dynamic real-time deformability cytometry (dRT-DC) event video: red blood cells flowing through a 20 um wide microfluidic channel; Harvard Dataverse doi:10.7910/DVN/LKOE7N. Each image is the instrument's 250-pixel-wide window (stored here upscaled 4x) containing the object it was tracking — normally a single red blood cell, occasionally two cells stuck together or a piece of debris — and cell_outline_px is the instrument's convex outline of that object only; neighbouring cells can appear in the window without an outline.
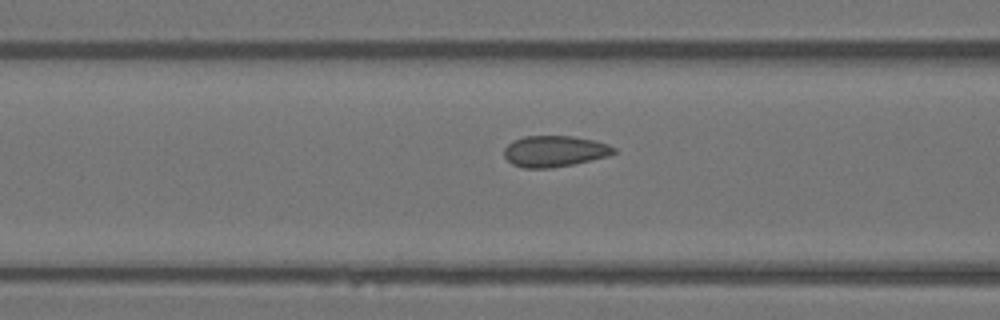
{"species": "Egyptian fruit bat (a non-hibernating species)", "species_latin": "Rousettus aegyptiacus", "temperature_condition": "warm", "stored_images_in_passage": 34, "camera_frame_rate_fps": 3000, "um_per_image_px": 0.085, "animal": {"sex": "female"}, "frame": {"image": 1, "passage_image": 15, "time_ms": 4.667, "image_size_px": [1000, 320], "cell_outline_px": [[616, 152], [608, 156], [572, 164], [552, 168], [524, 168], [512, 164], [504, 156], [504, 148], [512, 140], [524, 136], [572, 136], [592, 140], [608, 144], [616, 148]], "centroid_in_image_um": [47.11, 12.85], "position_along_channel_um": 119.5, "area_um2": 19.88}}
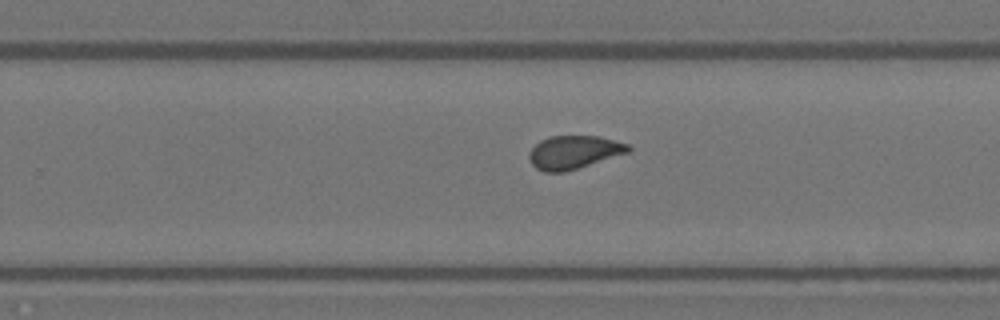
{"frame": {"image": 2, "passage_image": 26, "time_ms": 8.333, "image_size_px": [1000, 320], "cell_outline_px": [[632, 148], [628, 152], [564, 172], [544, 172], [536, 168], [532, 164], [528, 156], [528, 152], [540, 140], [548, 136], [600, 136], [628, 144]], "centroid_in_image_um": [48.74, 12.93], "position_along_channel_um": 281.1, "area_um2": 19.07}}
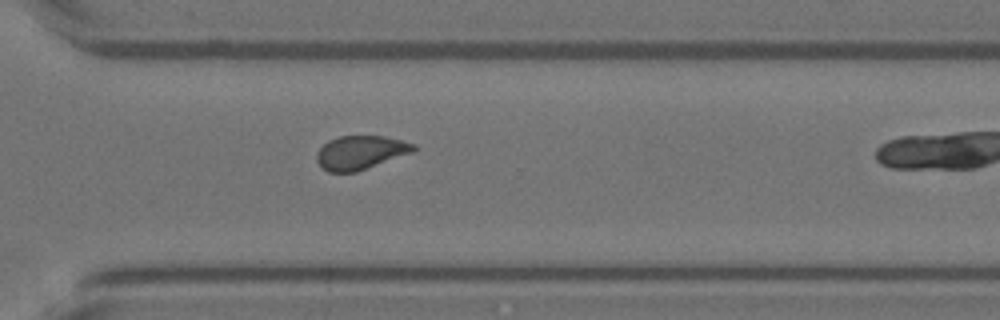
{"frame": {"image": 3, "passage_image": 30, "time_ms": 9.667, "image_size_px": [1000, 320], "cell_outline_px": [[416, 152], [356, 172], [328, 172], [316, 160], [316, 152], [328, 140], [340, 136], [384, 136], [416, 144]], "centroid_in_image_um": [30.68, 12.96], "position_along_channel_um": 339.9, "area_um2": 19.19}}